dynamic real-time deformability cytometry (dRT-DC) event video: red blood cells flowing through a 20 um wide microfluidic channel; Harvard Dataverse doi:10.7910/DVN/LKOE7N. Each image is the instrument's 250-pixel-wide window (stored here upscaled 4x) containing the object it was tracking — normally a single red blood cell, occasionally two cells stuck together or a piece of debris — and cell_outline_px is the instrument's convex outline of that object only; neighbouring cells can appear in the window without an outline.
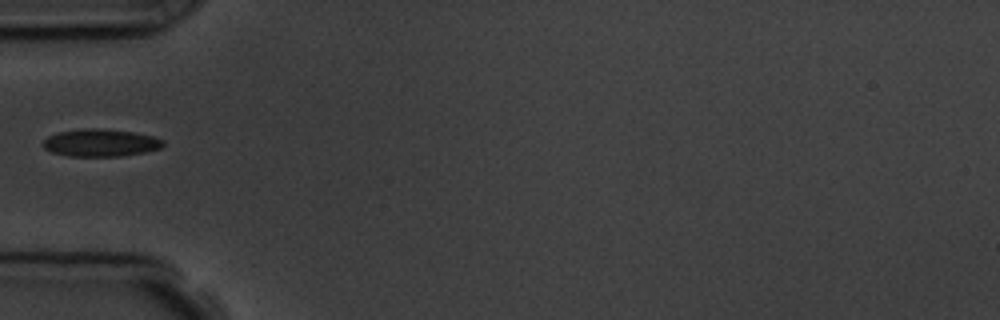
{"species": "common noctule bat (a hibernating species)", "species_latin": "Nyctalus noctula", "temperature_condition": "room temperature", "stored_images_in_passage": 6, "camera_frame_rate_fps": 3000, "um_per_image_px": 0.085, "animal": {"sex": "male", "body_mass_g": 19.5, "forearm_length_mm": 54.6}, "frame": {"image": 1, "passage_image": 5, "time_ms": 4.667, "image_size_px": [1000, 320], "cell_outline_px": [[164, 144], [160, 148], [144, 152], [120, 156], [68, 156], [52, 152], [44, 148], [40, 144], [48, 136], [56, 132], [84, 128], [100, 128], [136, 132], [152, 136], [164, 140]], "centroid_in_image_um": [8.52, 12.12], "position_along_channel_um": 76.5, "area_um2": 19.36}}